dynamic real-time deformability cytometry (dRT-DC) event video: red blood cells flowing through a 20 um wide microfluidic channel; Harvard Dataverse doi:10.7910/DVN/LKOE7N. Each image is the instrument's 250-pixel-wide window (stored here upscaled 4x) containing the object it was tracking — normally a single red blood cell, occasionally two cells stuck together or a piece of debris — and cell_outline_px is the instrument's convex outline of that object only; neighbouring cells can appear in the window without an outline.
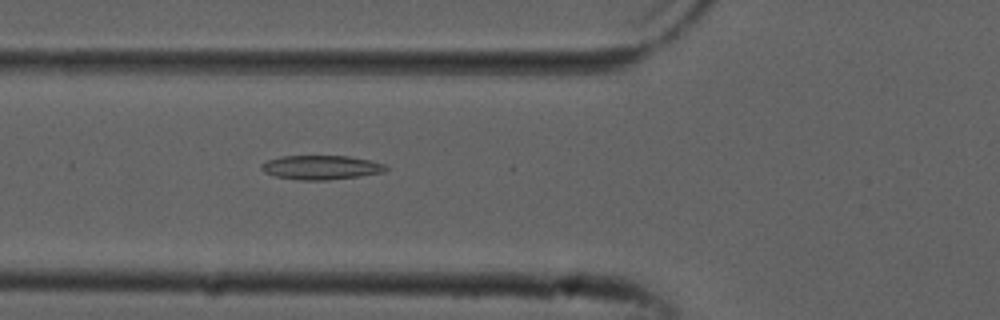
{"species": "common noctule bat (a hibernating species)", "species_latin": "Nyctalus noctula", "temperature_condition": "cold", "stored_images_in_passage": 23, "camera_frame_rate_fps": 3000, "um_per_image_px": 0.085, "animal": {"sex": "male", "forearm_length_mm": 52.5}, "frame": {"image": 1, "passage_image": 4, "time_ms": 1.0, "image_size_px": [1000, 320], "cell_outline_px": [[388, 168], [384, 172], [360, 176], [328, 180], [296, 180], [276, 176], [264, 172], [260, 168], [260, 164], [268, 160], [280, 156], [348, 156], [368, 160], [384, 164]], "centroid_in_image_um": [27.26, 14.23], "position_along_channel_um": 98.5, "area_um2": 17.51}}
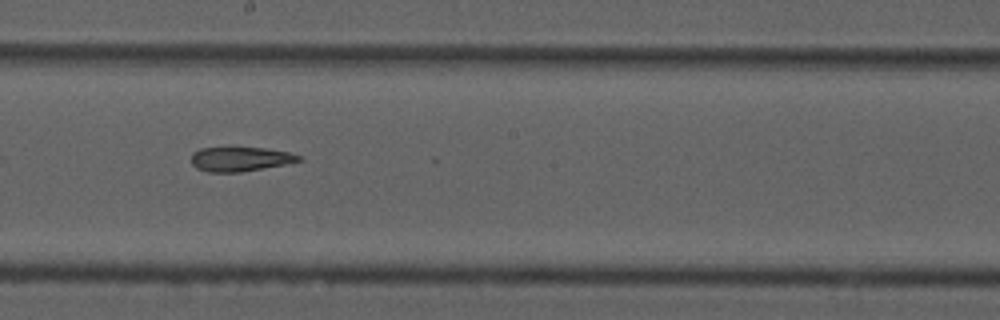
{"frame": {"image": 2, "passage_image": 14, "time_ms": 4.333, "image_size_px": [1000, 320], "cell_outline_px": [[304, 160], [284, 164], [240, 172], [208, 172], [196, 168], [192, 164], [192, 152], [200, 148], [264, 148], [288, 152], [300, 156]], "centroid_in_image_um": [20.39, 13.52], "position_along_channel_um": 227.8, "area_um2": 15.09}}
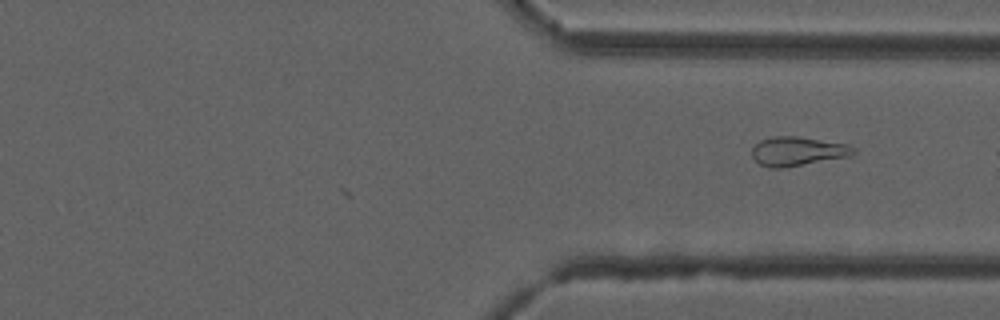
{"frame": {"image": 3, "passage_image": 23, "time_ms": 7.333, "image_size_px": [1000, 320], "cell_outline_px": [[856, 152], [848, 156], [784, 168], [768, 168], [760, 164], [752, 156], [752, 148], [760, 140], [772, 136], [800, 136], [848, 144], [856, 148]], "centroid_in_image_um": [67.79, 12.85], "position_along_channel_um": 343.6, "area_um2": 17.28}}